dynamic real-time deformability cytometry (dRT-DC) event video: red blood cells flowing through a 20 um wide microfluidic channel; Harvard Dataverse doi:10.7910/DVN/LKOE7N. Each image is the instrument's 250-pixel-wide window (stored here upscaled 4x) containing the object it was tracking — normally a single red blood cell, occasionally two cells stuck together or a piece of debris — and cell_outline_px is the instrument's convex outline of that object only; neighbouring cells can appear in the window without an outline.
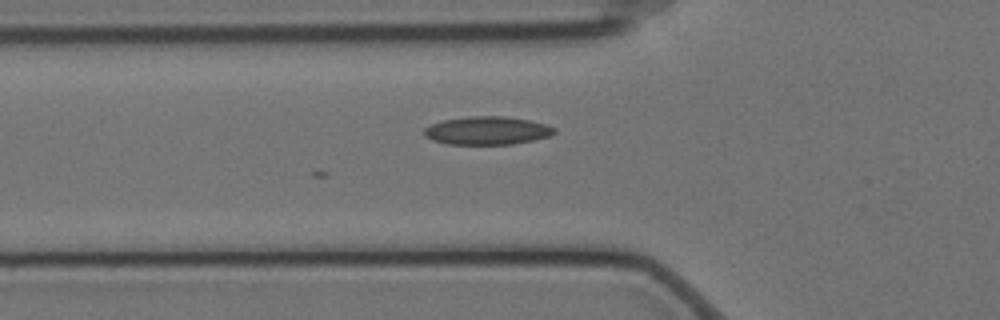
{"species": "Egyptian fruit bat (a non-hibernating species)", "species_latin": "Rousettus aegyptiacus", "temperature_condition": "cold", "stored_images_in_passage": 3, "camera_frame_rate_fps": 3000, "um_per_image_px": 0.085, "animal": {"sex": "female"}, "frame": {"image": 1, "passage_image": 3, "time_ms": 0.667, "image_size_px": [1000, 320], "cell_outline_px": [[556, 132], [548, 136], [532, 140], [512, 144], [448, 144], [432, 140], [424, 136], [424, 128], [432, 124], [444, 120], [468, 116], [504, 116], [532, 120], [556, 128]], "centroid_in_image_um": [41.4, 11.09], "position_along_channel_um": 84.4, "area_um2": 21.33}}